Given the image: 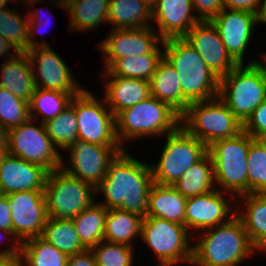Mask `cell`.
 I'll list each match as a JSON object with an SVG mask.
<instances>
[{"instance_id": "6da1fadb", "label": "cell", "mask_w": 266, "mask_h": 266, "mask_svg": "<svg viewBox=\"0 0 266 266\" xmlns=\"http://www.w3.org/2000/svg\"><path fill=\"white\" fill-rule=\"evenodd\" d=\"M153 183L151 165L124 150L109 164L106 176L95 187L106 209H121L148 216V195Z\"/></svg>"}, {"instance_id": "7a4b0ae2", "label": "cell", "mask_w": 266, "mask_h": 266, "mask_svg": "<svg viewBox=\"0 0 266 266\" xmlns=\"http://www.w3.org/2000/svg\"><path fill=\"white\" fill-rule=\"evenodd\" d=\"M197 234V243L193 244V266H239L259 252L237 215L227 223Z\"/></svg>"}, {"instance_id": "3957f363", "label": "cell", "mask_w": 266, "mask_h": 266, "mask_svg": "<svg viewBox=\"0 0 266 266\" xmlns=\"http://www.w3.org/2000/svg\"><path fill=\"white\" fill-rule=\"evenodd\" d=\"M162 48L163 57L177 72L182 95L189 103L218 96L220 78L183 38L163 40Z\"/></svg>"}, {"instance_id": "277c9868", "label": "cell", "mask_w": 266, "mask_h": 266, "mask_svg": "<svg viewBox=\"0 0 266 266\" xmlns=\"http://www.w3.org/2000/svg\"><path fill=\"white\" fill-rule=\"evenodd\" d=\"M117 139L124 150L127 141L164 137L181 125V115L152 95L115 116ZM126 142V143H125Z\"/></svg>"}, {"instance_id": "5b68a950", "label": "cell", "mask_w": 266, "mask_h": 266, "mask_svg": "<svg viewBox=\"0 0 266 266\" xmlns=\"http://www.w3.org/2000/svg\"><path fill=\"white\" fill-rule=\"evenodd\" d=\"M238 64L220 78L218 96L243 125L266 99V68L261 59Z\"/></svg>"}, {"instance_id": "8992f818", "label": "cell", "mask_w": 266, "mask_h": 266, "mask_svg": "<svg viewBox=\"0 0 266 266\" xmlns=\"http://www.w3.org/2000/svg\"><path fill=\"white\" fill-rule=\"evenodd\" d=\"M253 140L242 131L235 137L219 139L208 146L214 166L216 188L235 199L248 194L247 157Z\"/></svg>"}, {"instance_id": "52a82bcc", "label": "cell", "mask_w": 266, "mask_h": 266, "mask_svg": "<svg viewBox=\"0 0 266 266\" xmlns=\"http://www.w3.org/2000/svg\"><path fill=\"white\" fill-rule=\"evenodd\" d=\"M191 235L185 225L157 217L146 216L141 223L140 239L155 254V266H176L180 262L190 265L193 259Z\"/></svg>"}, {"instance_id": "ba28073f", "label": "cell", "mask_w": 266, "mask_h": 266, "mask_svg": "<svg viewBox=\"0 0 266 266\" xmlns=\"http://www.w3.org/2000/svg\"><path fill=\"white\" fill-rule=\"evenodd\" d=\"M181 125L207 147L219 139L232 138L243 131V125L219 96L193 102L181 115Z\"/></svg>"}, {"instance_id": "9c48e42d", "label": "cell", "mask_w": 266, "mask_h": 266, "mask_svg": "<svg viewBox=\"0 0 266 266\" xmlns=\"http://www.w3.org/2000/svg\"><path fill=\"white\" fill-rule=\"evenodd\" d=\"M159 160L151 165L153 182L174 186L179 178L207 153L208 147L182 125L165 135Z\"/></svg>"}, {"instance_id": "30bf717a", "label": "cell", "mask_w": 266, "mask_h": 266, "mask_svg": "<svg viewBox=\"0 0 266 266\" xmlns=\"http://www.w3.org/2000/svg\"><path fill=\"white\" fill-rule=\"evenodd\" d=\"M44 196L47 216L73 218L96 201L95 187L61 168L48 173Z\"/></svg>"}, {"instance_id": "8fae6325", "label": "cell", "mask_w": 266, "mask_h": 266, "mask_svg": "<svg viewBox=\"0 0 266 266\" xmlns=\"http://www.w3.org/2000/svg\"><path fill=\"white\" fill-rule=\"evenodd\" d=\"M97 96L84 89L70 102L76 112L78 139L104 146H121L116 135L115 115L104 98Z\"/></svg>"}, {"instance_id": "7c38bea8", "label": "cell", "mask_w": 266, "mask_h": 266, "mask_svg": "<svg viewBox=\"0 0 266 266\" xmlns=\"http://www.w3.org/2000/svg\"><path fill=\"white\" fill-rule=\"evenodd\" d=\"M7 153L38 164L49 172L59 169L62 163V154L47 135L44 123L32 118L8 130Z\"/></svg>"}, {"instance_id": "4fadbf2b", "label": "cell", "mask_w": 266, "mask_h": 266, "mask_svg": "<svg viewBox=\"0 0 266 266\" xmlns=\"http://www.w3.org/2000/svg\"><path fill=\"white\" fill-rule=\"evenodd\" d=\"M124 151L121 146H104L77 140L68 147V163L62 157L61 169L72 177L96 187L106 176L109 164ZM65 163V164H64Z\"/></svg>"}, {"instance_id": "5bb4252c", "label": "cell", "mask_w": 266, "mask_h": 266, "mask_svg": "<svg viewBox=\"0 0 266 266\" xmlns=\"http://www.w3.org/2000/svg\"><path fill=\"white\" fill-rule=\"evenodd\" d=\"M163 39L153 26L138 29H110L98 44L103 52V70L109 69L119 58L163 53ZM162 49V50H161Z\"/></svg>"}, {"instance_id": "9a60e30c", "label": "cell", "mask_w": 266, "mask_h": 266, "mask_svg": "<svg viewBox=\"0 0 266 266\" xmlns=\"http://www.w3.org/2000/svg\"><path fill=\"white\" fill-rule=\"evenodd\" d=\"M26 54L32 66L36 88L68 94H80L85 89L52 46L35 47L29 49Z\"/></svg>"}, {"instance_id": "2e32d148", "label": "cell", "mask_w": 266, "mask_h": 266, "mask_svg": "<svg viewBox=\"0 0 266 266\" xmlns=\"http://www.w3.org/2000/svg\"><path fill=\"white\" fill-rule=\"evenodd\" d=\"M235 200L232 195L217 188L203 195L187 198L185 226L190 233L193 230L198 233L207 228L227 223L236 215V208L232 207L233 204V206L236 205Z\"/></svg>"}, {"instance_id": "e0dca14e", "label": "cell", "mask_w": 266, "mask_h": 266, "mask_svg": "<svg viewBox=\"0 0 266 266\" xmlns=\"http://www.w3.org/2000/svg\"><path fill=\"white\" fill-rule=\"evenodd\" d=\"M13 234L20 243L41 236L46 220L44 191H22L7 195Z\"/></svg>"}, {"instance_id": "ac0fdd59", "label": "cell", "mask_w": 266, "mask_h": 266, "mask_svg": "<svg viewBox=\"0 0 266 266\" xmlns=\"http://www.w3.org/2000/svg\"><path fill=\"white\" fill-rule=\"evenodd\" d=\"M217 29L227 53L237 64H244L246 50L253 40L256 25L255 13L242 10L223 9L210 20Z\"/></svg>"}, {"instance_id": "d6986e66", "label": "cell", "mask_w": 266, "mask_h": 266, "mask_svg": "<svg viewBox=\"0 0 266 266\" xmlns=\"http://www.w3.org/2000/svg\"><path fill=\"white\" fill-rule=\"evenodd\" d=\"M182 38L219 78L226 76L238 65L227 53L217 29L210 21L195 24Z\"/></svg>"}, {"instance_id": "ffe728a7", "label": "cell", "mask_w": 266, "mask_h": 266, "mask_svg": "<svg viewBox=\"0 0 266 266\" xmlns=\"http://www.w3.org/2000/svg\"><path fill=\"white\" fill-rule=\"evenodd\" d=\"M49 171L8 153L0 158V194L44 191Z\"/></svg>"}, {"instance_id": "44dd1931", "label": "cell", "mask_w": 266, "mask_h": 266, "mask_svg": "<svg viewBox=\"0 0 266 266\" xmlns=\"http://www.w3.org/2000/svg\"><path fill=\"white\" fill-rule=\"evenodd\" d=\"M153 22L158 25V34L163 40L182 38L199 23L191 0H158L152 8Z\"/></svg>"}, {"instance_id": "7402d4cb", "label": "cell", "mask_w": 266, "mask_h": 266, "mask_svg": "<svg viewBox=\"0 0 266 266\" xmlns=\"http://www.w3.org/2000/svg\"><path fill=\"white\" fill-rule=\"evenodd\" d=\"M100 78L104 80L102 97L115 116L151 96L150 81L118 75H100Z\"/></svg>"}, {"instance_id": "603a6c76", "label": "cell", "mask_w": 266, "mask_h": 266, "mask_svg": "<svg viewBox=\"0 0 266 266\" xmlns=\"http://www.w3.org/2000/svg\"><path fill=\"white\" fill-rule=\"evenodd\" d=\"M236 203V215L242 220L251 243L259 252L266 254V194L242 195Z\"/></svg>"}, {"instance_id": "cb8c5ba5", "label": "cell", "mask_w": 266, "mask_h": 266, "mask_svg": "<svg viewBox=\"0 0 266 266\" xmlns=\"http://www.w3.org/2000/svg\"><path fill=\"white\" fill-rule=\"evenodd\" d=\"M0 65V87L30 102L36 86L27 54L18 53L14 58L2 60Z\"/></svg>"}, {"instance_id": "d4e9b609", "label": "cell", "mask_w": 266, "mask_h": 266, "mask_svg": "<svg viewBox=\"0 0 266 266\" xmlns=\"http://www.w3.org/2000/svg\"><path fill=\"white\" fill-rule=\"evenodd\" d=\"M186 200L174 186L153 182L148 195V216L185 225Z\"/></svg>"}, {"instance_id": "484cf974", "label": "cell", "mask_w": 266, "mask_h": 266, "mask_svg": "<svg viewBox=\"0 0 266 266\" xmlns=\"http://www.w3.org/2000/svg\"><path fill=\"white\" fill-rule=\"evenodd\" d=\"M151 95L160 101L166 102L180 115L190 104L182 95V88L175 69L163 59L158 63L156 71L150 80Z\"/></svg>"}, {"instance_id": "4316f807", "label": "cell", "mask_w": 266, "mask_h": 266, "mask_svg": "<svg viewBox=\"0 0 266 266\" xmlns=\"http://www.w3.org/2000/svg\"><path fill=\"white\" fill-rule=\"evenodd\" d=\"M69 31L87 32L108 23L109 0H67Z\"/></svg>"}, {"instance_id": "83f0119b", "label": "cell", "mask_w": 266, "mask_h": 266, "mask_svg": "<svg viewBox=\"0 0 266 266\" xmlns=\"http://www.w3.org/2000/svg\"><path fill=\"white\" fill-rule=\"evenodd\" d=\"M152 8L141 0H109L111 29H138L152 26Z\"/></svg>"}, {"instance_id": "f1b7e54d", "label": "cell", "mask_w": 266, "mask_h": 266, "mask_svg": "<svg viewBox=\"0 0 266 266\" xmlns=\"http://www.w3.org/2000/svg\"><path fill=\"white\" fill-rule=\"evenodd\" d=\"M143 218L121 209H107L103 240L135 247Z\"/></svg>"}, {"instance_id": "f546056e", "label": "cell", "mask_w": 266, "mask_h": 266, "mask_svg": "<svg viewBox=\"0 0 266 266\" xmlns=\"http://www.w3.org/2000/svg\"><path fill=\"white\" fill-rule=\"evenodd\" d=\"M174 187L186 198L203 195L216 189L211 155L207 153L192 165L179 178Z\"/></svg>"}, {"instance_id": "4dcf8cb0", "label": "cell", "mask_w": 266, "mask_h": 266, "mask_svg": "<svg viewBox=\"0 0 266 266\" xmlns=\"http://www.w3.org/2000/svg\"><path fill=\"white\" fill-rule=\"evenodd\" d=\"M41 237L67 256L87 250L79 240L72 218L48 217Z\"/></svg>"}, {"instance_id": "1f68e13d", "label": "cell", "mask_w": 266, "mask_h": 266, "mask_svg": "<svg viewBox=\"0 0 266 266\" xmlns=\"http://www.w3.org/2000/svg\"><path fill=\"white\" fill-rule=\"evenodd\" d=\"M107 209L96 201L72 218L79 240L90 250L103 240Z\"/></svg>"}, {"instance_id": "d6a6232c", "label": "cell", "mask_w": 266, "mask_h": 266, "mask_svg": "<svg viewBox=\"0 0 266 266\" xmlns=\"http://www.w3.org/2000/svg\"><path fill=\"white\" fill-rule=\"evenodd\" d=\"M68 257L41 236L21 243V266H66Z\"/></svg>"}, {"instance_id": "836d02e7", "label": "cell", "mask_w": 266, "mask_h": 266, "mask_svg": "<svg viewBox=\"0 0 266 266\" xmlns=\"http://www.w3.org/2000/svg\"><path fill=\"white\" fill-rule=\"evenodd\" d=\"M163 53H149L140 56L119 58L109 69L102 70L101 75H118L150 81Z\"/></svg>"}, {"instance_id": "e575fe53", "label": "cell", "mask_w": 266, "mask_h": 266, "mask_svg": "<svg viewBox=\"0 0 266 266\" xmlns=\"http://www.w3.org/2000/svg\"><path fill=\"white\" fill-rule=\"evenodd\" d=\"M77 95L36 88L29 102L30 118L39 121L38 115H42L39 122L45 123L58 116Z\"/></svg>"}, {"instance_id": "d590c367", "label": "cell", "mask_w": 266, "mask_h": 266, "mask_svg": "<svg viewBox=\"0 0 266 266\" xmlns=\"http://www.w3.org/2000/svg\"><path fill=\"white\" fill-rule=\"evenodd\" d=\"M46 133L58 150L63 152L78 140V122L70 104L58 116L44 123Z\"/></svg>"}, {"instance_id": "8d00e7d4", "label": "cell", "mask_w": 266, "mask_h": 266, "mask_svg": "<svg viewBox=\"0 0 266 266\" xmlns=\"http://www.w3.org/2000/svg\"><path fill=\"white\" fill-rule=\"evenodd\" d=\"M16 6L14 8L8 6L0 10V36L9 41L19 53H26L29 50L28 14L22 17L18 14L20 9Z\"/></svg>"}, {"instance_id": "74e56055", "label": "cell", "mask_w": 266, "mask_h": 266, "mask_svg": "<svg viewBox=\"0 0 266 266\" xmlns=\"http://www.w3.org/2000/svg\"><path fill=\"white\" fill-rule=\"evenodd\" d=\"M248 194H266V142L254 139L250 143L247 157Z\"/></svg>"}, {"instance_id": "f35d334b", "label": "cell", "mask_w": 266, "mask_h": 266, "mask_svg": "<svg viewBox=\"0 0 266 266\" xmlns=\"http://www.w3.org/2000/svg\"><path fill=\"white\" fill-rule=\"evenodd\" d=\"M90 250L97 266H134L135 263L136 248L132 246L102 240Z\"/></svg>"}, {"instance_id": "ab89813d", "label": "cell", "mask_w": 266, "mask_h": 266, "mask_svg": "<svg viewBox=\"0 0 266 266\" xmlns=\"http://www.w3.org/2000/svg\"><path fill=\"white\" fill-rule=\"evenodd\" d=\"M29 118V102L0 87V124L10 130Z\"/></svg>"}, {"instance_id": "60d3db41", "label": "cell", "mask_w": 266, "mask_h": 266, "mask_svg": "<svg viewBox=\"0 0 266 266\" xmlns=\"http://www.w3.org/2000/svg\"><path fill=\"white\" fill-rule=\"evenodd\" d=\"M44 1V3H46V0H30L29 3L27 4L26 8H30V10L28 11V20H29V30H28V42H29V49L35 48V47H50L49 43L46 41V39L37 41L36 40V32L42 27H44V29L46 28L47 24L49 25V23L51 22L50 18L46 17H42L43 13L40 10V8L36 9V10H31L32 6L35 7V4H39L40 2L42 3ZM41 11V13H40ZM46 18V19H45ZM40 29V30H41ZM42 31V30H41ZM41 31H38L39 33ZM44 32V31H43ZM42 32V35H44V33ZM35 36V37H34Z\"/></svg>"}, {"instance_id": "b9f144b4", "label": "cell", "mask_w": 266, "mask_h": 266, "mask_svg": "<svg viewBox=\"0 0 266 266\" xmlns=\"http://www.w3.org/2000/svg\"><path fill=\"white\" fill-rule=\"evenodd\" d=\"M243 131L253 139L266 137V99L256 107L251 116L243 124Z\"/></svg>"}, {"instance_id": "7bdbcfd3", "label": "cell", "mask_w": 266, "mask_h": 266, "mask_svg": "<svg viewBox=\"0 0 266 266\" xmlns=\"http://www.w3.org/2000/svg\"><path fill=\"white\" fill-rule=\"evenodd\" d=\"M194 12L200 21H210L223 9L222 0H191Z\"/></svg>"}, {"instance_id": "ee69618b", "label": "cell", "mask_w": 266, "mask_h": 266, "mask_svg": "<svg viewBox=\"0 0 266 266\" xmlns=\"http://www.w3.org/2000/svg\"><path fill=\"white\" fill-rule=\"evenodd\" d=\"M224 9L242 10L257 13L260 0H222Z\"/></svg>"}, {"instance_id": "f6af8a7d", "label": "cell", "mask_w": 266, "mask_h": 266, "mask_svg": "<svg viewBox=\"0 0 266 266\" xmlns=\"http://www.w3.org/2000/svg\"><path fill=\"white\" fill-rule=\"evenodd\" d=\"M0 229L13 231L11 209L6 194H0Z\"/></svg>"}, {"instance_id": "bcb514c9", "label": "cell", "mask_w": 266, "mask_h": 266, "mask_svg": "<svg viewBox=\"0 0 266 266\" xmlns=\"http://www.w3.org/2000/svg\"><path fill=\"white\" fill-rule=\"evenodd\" d=\"M0 233H1L0 234V240L2 238H6V239L9 238L7 241L10 240V243L12 241V244H11L10 247H8V248L5 247L4 250L0 248L1 249L0 250V256H15V255H20L21 243L15 237V235L13 234V231H7V230H4V229H0Z\"/></svg>"}, {"instance_id": "7dc6e473", "label": "cell", "mask_w": 266, "mask_h": 266, "mask_svg": "<svg viewBox=\"0 0 266 266\" xmlns=\"http://www.w3.org/2000/svg\"><path fill=\"white\" fill-rule=\"evenodd\" d=\"M66 266H97L91 250H86L79 254L68 257Z\"/></svg>"}, {"instance_id": "c3c4849f", "label": "cell", "mask_w": 266, "mask_h": 266, "mask_svg": "<svg viewBox=\"0 0 266 266\" xmlns=\"http://www.w3.org/2000/svg\"><path fill=\"white\" fill-rule=\"evenodd\" d=\"M13 49V50H12ZM19 52L4 37L0 36V58L3 60L14 58Z\"/></svg>"}, {"instance_id": "681fc988", "label": "cell", "mask_w": 266, "mask_h": 266, "mask_svg": "<svg viewBox=\"0 0 266 266\" xmlns=\"http://www.w3.org/2000/svg\"><path fill=\"white\" fill-rule=\"evenodd\" d=\"M0 266H21L20 255L0 256Z\"/></svg>"}, {"instance_id": "f907efd6", "label": "cell", "mask_w": 266, "mask_h": 266, "mask_svg": "<svg viewBox=\"0 0 266 266\" xmlns=\"http://www.w3.org/2000/svg\"><path fill=\"white\" fill-rule=\"evenodd\" d=\"M8 130L0 124V155L7 153Z\"/></svg>"}, {"instance_id": "816d5d0a", "label": "cell", "mask_w": 266, "mask_h": 266, "mask_svg": "<svg viewBox=\"0 0 266 266\" xmlns=\"http://www.w3.org/2000/svg\"><path fill=\"white\" fill-rule=\"evenodd\" d=\"M258 23L266 25V0H260L259 9L256 13Z\"/></svg>"}, {"instance_id": "f5cc1de1", "label": "cell", "mask_w": 266, "mask_h": 266, "mask_svg": "<svg viewBox=\"0 0 266 266\" xmlns=\"http://www.w3.org/2000/svg\"><path fill=\"white\" fill-rule=\"evenodd\" d=\"M49 2H51L52 4H54L55 6H57V7H59V8H61V9H65V11H66V4H65V2L67 1V0H48Z\"/></svg>"}, {"instance_id": "db71d44e", "label": "cell", "mask_w": 266, "mask_h": 266, "mask_svg": "<svg viewBox=\"0 0 266 266\" xmlns=\"http://www.w3.org/2000/svg\"><path fill=\"white\" fill-rule=\"evenodd\" d=\"M29 1L30 0H5V3L9 6L10 5L9 3L12 2V3L17 4V5L19 4L18 7H20L21 2H23L21 4H28Z\"/></svg>"}, {"instance_id": "11a10c76", "label": "cell", "mask_w": 266, "mask_h": 266, "mask_svg": "<svg viewBox=\"0 0 266 266\" xmlns=\"http://www.w3.org/2000/svg\"><path fill=\"white\" fill-rule=\"evenodd\" d=\"M145 2L150 8H153V6L156 4L158 0H141Z\"/></svg>"}, {"instance_id": "9f6ffc18", "label": "cell", "mask_w": 266, "mask_h": 266, "mask_svg": "<svg viewBox=\"0 0 266 266\" xmlns=\"http://www.w3.org/2000/svg\"><path fill=\"white\" fill-rule=\"evenodd\" d=\"M261 61H262V63H263V65L265 66V68H266V52L265 53H262V51H261Z\"/></svg>"}, {"instance_id": "6f0895ef", "label": "cell", "mask_w": 266, "mask_h": 266, "mask_svg": "<svg viewBox=\"0 0 266 266\" xmlns=\"http://www.w3.org/2000/svg\"><path fill=\"white\" fill-rule=\"evenodd\" d=\"M6 7H8V5L5 3V0H0V10Z\"/></svg>"}]
</instances>
